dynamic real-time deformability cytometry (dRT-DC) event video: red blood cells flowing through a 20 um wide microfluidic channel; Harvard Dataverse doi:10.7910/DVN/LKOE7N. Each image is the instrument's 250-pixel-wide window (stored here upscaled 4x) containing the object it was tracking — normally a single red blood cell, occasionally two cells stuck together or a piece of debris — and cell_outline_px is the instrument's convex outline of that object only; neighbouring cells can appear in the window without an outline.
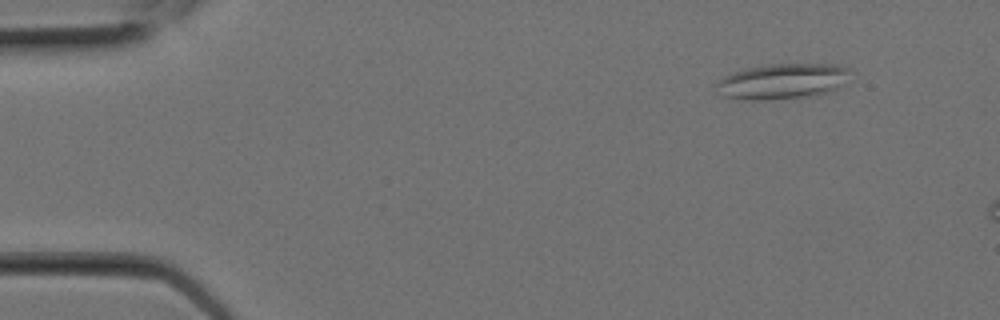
{"species": "Egyptian fruit bat (a non-hibernating species)", "species_latin": "Rousettus aegyptiacus", "temperature_condition": "room temperature", "stored_images_in_passage": 5, "camera_frame_rate_fps": 3000, "um_per_image_px": 0.085, "animal": {"sex": "female"}, "frame": {"image": 1, "passage_image": 2, "time_ms": 0.333, "image_size_px": [1000, 320], "cell_outline_px": [[848, 68], [840, 84], [836, 88], [828, 92], [816, 96], [760, 100], [740, 100], [720, 96], [716, 84], [724, 76], [744, 68], [768, 64], [840, 64]], "centroid_in_image_um": [66.41, 6.92], "position_along_channel_um": 18.6, "area_um2": 27.51}}